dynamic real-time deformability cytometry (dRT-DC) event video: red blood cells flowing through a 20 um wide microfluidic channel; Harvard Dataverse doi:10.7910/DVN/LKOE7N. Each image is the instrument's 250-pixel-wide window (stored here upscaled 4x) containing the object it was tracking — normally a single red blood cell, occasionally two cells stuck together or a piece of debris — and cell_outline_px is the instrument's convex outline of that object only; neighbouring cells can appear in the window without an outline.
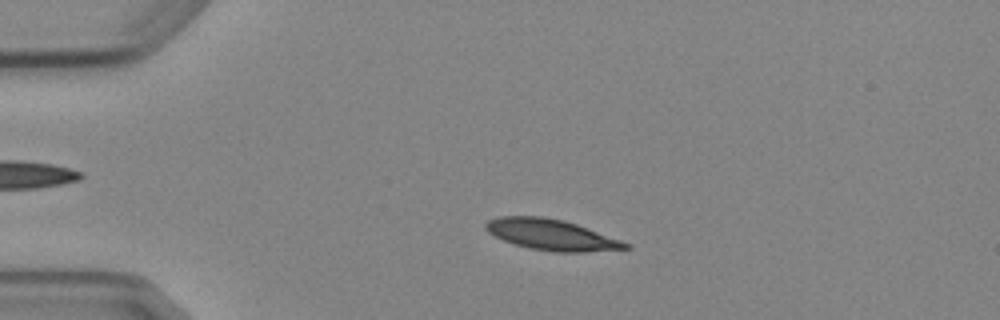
{"species": "Egyptian fruit bat (a non-hibernating species)", "species_latin": "Rousettus aegyptiacus", "temperature_condition": "cold", "stored_images_in_passage": 5, "camera_frame_rate_fps": 3000, "um_per_image_px": 0.085, "animal": {"sex": "female"}, "frame": {"image": 1, "passage_image": 4, "time_ms": 3.667, "image_size_px": [1000, 320], "cell_outline_px": [[632, 248], [584, 252], [552, 252], [528, 248], [512, 244], [488, 232], [484, 228], [484, 224], [488, 220], [500, 216], [540, 216], [564, 220], [576, 224], [632, 244]], "centroid_in_image_um": [46.86, 19.96], "position_along_channel_um": 38.1, "area_um2": 25.2}}